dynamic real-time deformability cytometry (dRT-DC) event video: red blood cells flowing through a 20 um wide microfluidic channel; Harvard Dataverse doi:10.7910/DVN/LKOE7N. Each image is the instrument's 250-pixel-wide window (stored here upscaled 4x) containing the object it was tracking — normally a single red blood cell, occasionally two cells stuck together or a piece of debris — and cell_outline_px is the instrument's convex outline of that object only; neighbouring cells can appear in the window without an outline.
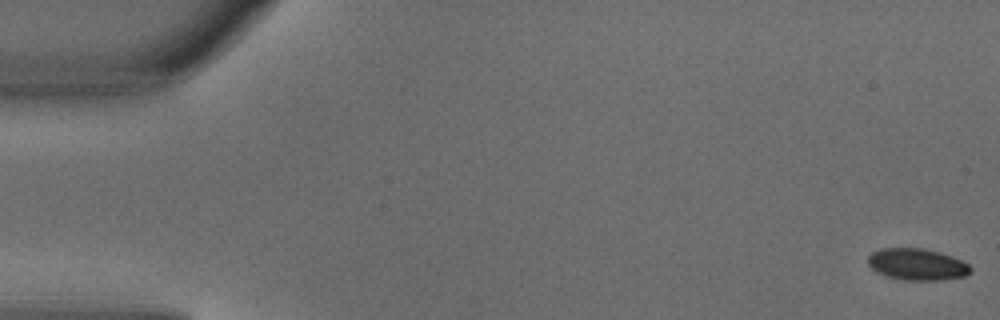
{"species": "common noctule bat (a hibernating species)", "species_latin": "Nyctalus noctula", "temperature_condition": "warm", "stored_images_in_passage": 5, "camera_frame_rate_fps": 3000, "um_per_image_px": 0.085, "animal": {"sex": "male", "body_mass_g": 18.8}, "frame": {"image": 1, "passage_image": 1, "time_ms": 0.0, "image_size_px": [1000, 320], "cell_outline_px": [[972, 272], [964, 276], [940, 280], [904, 280], [888, 276], [876, 272], [868, 264], [868, 256], [872, 252], [880, 248], [924, 248], [940, 252], [952, 256], [968, 264], [972, 268]], "centroid_in_image_um": [77.95, 22.46], "position_along_channel_um": 7.0, "area_um2": 18.96}}